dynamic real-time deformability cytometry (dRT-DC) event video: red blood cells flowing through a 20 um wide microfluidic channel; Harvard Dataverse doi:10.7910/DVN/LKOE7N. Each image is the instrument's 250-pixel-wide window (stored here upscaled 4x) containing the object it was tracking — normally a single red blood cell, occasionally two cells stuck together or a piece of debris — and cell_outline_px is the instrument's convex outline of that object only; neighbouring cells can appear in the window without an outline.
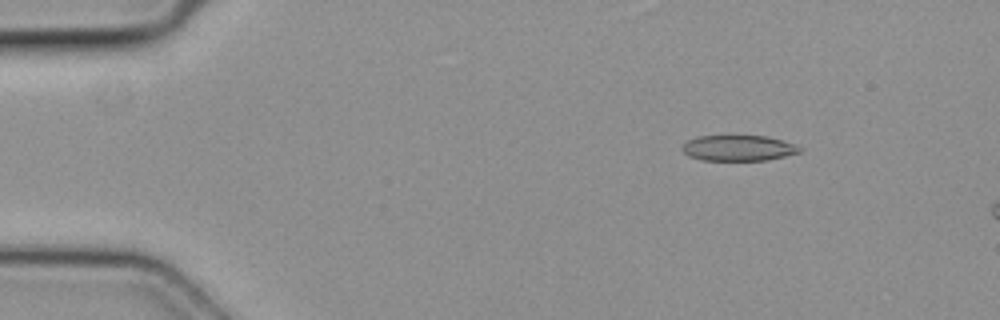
{"species": "common noctule bat (a hibernating species)", "species_latin": "Nyctalus noctula", "temperature_condition": "cold", "stored_images_in_passage": 6, "camera_frame_rate_fps": 3000, "um_per_image_px": 0.085, "animal": {"sex": "female", "body_mass_g": 19.3, "forearm_length_mm": 54.1}, "frame": {"image": 1, "passage_image": 1, "time_ms": 0.0, "image_size_px": [1000, 320], "cell_outline_px": [[804, 148], [800, 152], [784, 156], [764, 160], [700, 160], [688, 156], [684, 152], [684, 144], [688, 140], [700, 136], [764, 136], [780, 140]], "centroid_in_image_um": [62.75, 12.59], "position_along_channel_um": 22.2, "area_um2": 17.22}}